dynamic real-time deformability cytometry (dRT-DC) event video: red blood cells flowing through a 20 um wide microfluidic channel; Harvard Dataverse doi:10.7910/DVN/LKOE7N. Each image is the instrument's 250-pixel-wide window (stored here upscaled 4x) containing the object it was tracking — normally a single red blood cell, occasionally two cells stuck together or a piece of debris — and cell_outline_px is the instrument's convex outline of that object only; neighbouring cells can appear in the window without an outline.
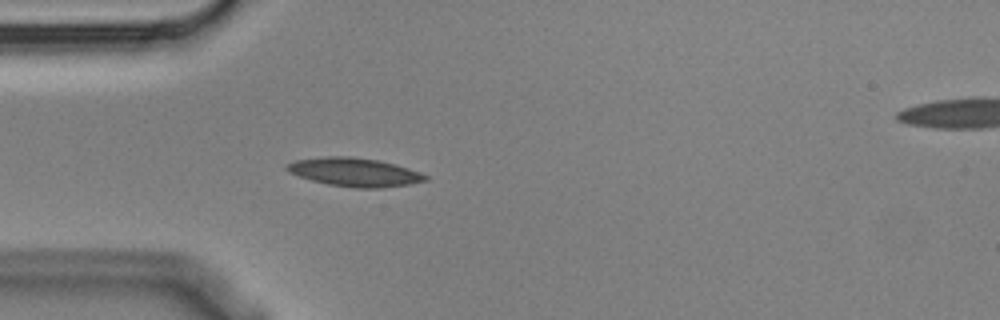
{"species": "Egyptian fruit bat (a non-hibernating species)", "species_latin": "Rousettus aegyptiacus", "temperature_condition": "cold", "stored_images_in_passage": 3, "camera_frame_rate_fps": 3000, "um_per_image_px": 0.085, "animal": {"sex": "male"}, "frame": {"image": 1, "passage_image": 3, "time_ms": 0.667, "image_size_px": [1000, 320], "cell_outline_px": [[428, 180], [408, 184], [384, 188], [352, 188], [328, 184], [312, 180], [288, 172], [284, 168], [288, 164], [296, 160], [324, 156], [352, 156], [380, 160], [396, 164], [420, 172], [428, 176]], "centroid_in_image_um": [30.15, 14.63], "position_along_channel_um": 54.8, "area_um2": 23.18}}